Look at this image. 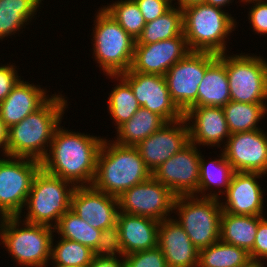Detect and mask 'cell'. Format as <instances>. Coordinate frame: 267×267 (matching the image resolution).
Listing matches in <instances>:
<instances>
[{
	"label": "cell",
	"mask_w": 267,
	"mask_h": 267,
	"mask_svg": "<svg viewBox=\"0 0 267 267\" xmlns=\"http://www.w3.org/2000/svg\"><path fill=\"white\" fill-rule=\"evenodd\" d=\"M13 66L0 67V102L11 92L13 86L19 81Z\"/></svg>",
	"instance_id": "41"
},
{
	"label": "cell",
	"mask_w": 267,
	"mask_h": 267,
	"mask_svg": "<svg viewBox=\"0 0 267 267\" xmlns=\"http://www.w3.org/2000/svg\"><path fill=\"white\" fill-rule=\"evenodd\" d=\"M231 101L226 57L218 55L208 66L198 86L197 106L223 107Z\"/></svg>",
	"instance_id": "24"
},
{
	"label": "cell",
	"mask_w": 267,
	"mask_h": 267,
	"mask_svg": "<svg viewBox=\"0 0 267 267\" xmlns=\"http://www.w3.org/2000/svg\"><path fill=\"white\" fill-rule=\"evenodd\" d=\"M195 145L189 142L152 173L156 180L167 186L176 196L194 195L198 192L202 156Z\"/></svg>",
	"instance_id": "14"
},
{
	"label": "cell",
	"mask_w": 267,
	"mask_h": 267,
	"mask_svg": "<svg viewBox=\"0 0 267 267\" xmlns=\"http://www.w3.org/2000/svg\"><path fill=\"white\" fill-rule=\"evenodd\" d=\"M244 267H263L260 261H250L247 265Z\"/></svg>",
	"instance_id": "46"
},
{
	"label": "cell",
	"mask_w": 267,
	"mask_h": 267,
	"mask_svg": "<svg viewBox=\"0 0 267 267\" xmlns=\"http://www.w3.org/2000/svg\"><path fill=\"white\" fill-rule=\"evenodd\" d=\"M166 123L158 114L140 107L131 119L117 127L119 137L116 143L124 146H136Z\"/></svg>",
	"instance_id": "26"
},
{
	"label": "cell",
	"mask_w": 267,
	"mask_h": 267,
	"mask_svg": "<svg viewBox=\"0 0 267 267\" xmlns=\"http://www.w3.org/2000/svg\"><path fill=\"white\" fill-rule=\"evenodd\" d=\"M251 261H258L259 257L267 258V219L259 216V224L253 249L249 252Z\"/></svg>",
	"instance_id": "39"
},
{
	"label": "cell",
	"mask_w": 267,
	"mask_h": 267,
	"mask_svg": "<svg viewBox=\"0 0 267 267\" xmlns=\"http://www.w3.org/2000/svg\"><path fill=\"white\" fill-rule=\"evenodd\" d=\"M174 123L179 127L174 124L172 128H169L171 122H167L135 146L152 173L190 142L189 129L187 125H184L187 123L185 118L183 117Z\"/></svg>",
	"instance_id": "18"
},
{
	"label": "cell",
	"mask_w": 267,
	"mask_h": 267,
	"mask_svg": "<svg viewBox=\"0 0 267 267\" xmlns=\"http://www.w3.org/2000/svg\"><path fill=\"white\" fill-rule=\"evenodd\" d=\"M217 56L210 52L190 51L164 75L171 98L183 113L197 107L198 86L207 66Z\"/></svg>",
	"instance_id": "10"
},
{
	"label": "cell",
	"mask_w": 267,
	"mask_h": 267,
	"mask_svg": "<svg viewBox=\"0 0 267 267\" xmlns=\"http://www.w3.org/2000/svg\"><path fill=\"white\" fill-rule=\"evenodd\" d=\"M104 9L132 38L138 39L146 22L134 0L119 1Z\"/></svg>",
	"instance_id": "33"
},
{
	"label": "cell",
	"mask_w": 267,
	"mask_h": 267,
	"mask_svg": "<svg viewBox=\"0 0 267 267\" xmlns=\"http://www.w3.org/2000/svg\"><path fill=\"white\" fill-rule=\"evenodd\" d=\"M234 22L221 8L207 3L183 9V33L191 51L224 54V38Z\"/></svg>",
	"instance_id": "4"
},
{
	"label": "cell",
	"mask_w": 267,
	"mask_h": 267,
	"mask_svg": "<svg viewBox=\"0 0 267 267\" xmlns=\"http://www.w3.org/2000/svg\"><path fill=\"white\" fill-rule=\"evenodd\" d=\"M250 261L245 249L219 240L199 250L198 267H244Z\"/></svg>",
	"instance_id": "27"
},
{
	"label": "cell",
	"mask_w": 267,
	"mask_h": 267,
	"mask_svg": "<svg viewBox=\"0 0 267 267\" xmlns=\"http://www.w3.org/2000/svg\"><path fill=\"white\" fill-rule=\"evenodd\" d=\"M66 184H70L69 181L51 175L40 168L33 178L25 203L29 210L25 221L52 227L50 220L55 219V224H57L71 205V195L75 186L66 189L69 186Z\"/></svg>",
	"instance_id": "8"
},
{
	"label": "cell",
	"mask_w": 267,
	"mask_h": 267,
	"mask_svg": "<svg viewBox=\"0 0 267 267\" xmlns=\"http://www.w3.org/2000/svg\"><path fill=\"white\" fill-rule=\"evenodd\" d=\"M259 216L235 215L222 212L220 222V240L245 249H253Z\"/></svg>",
	"instance_id": "25"
},
{
	"label": "cell",
	"mask_w": 267,
	"mask_h": 267,
	"mask_svg": "<svg viewBox=\"0 0 267 267\" xmlns=\"http://www.w3.org/2000/svg\"><path fill=\"white\" fill-rule=\"evenodd\" d=\"M175 198L176 195L167 186L152 176L123 192L118 197V208L121 207L123 213L149 217L160 222L173 210Z\"/></svg>",
	"instance_id": "12"
},
{
	"label": "cell",
	"mask_w": 267,
	"mask_h": 267,
	"mask_svg": "<svg viewBox=\"0 0 267 267\" xmlns=\"http://www.w3.org/2000/svg\"><path fill=\"white\" fill-rule=\"evenodd\" d=\"M109 97V111L118 127L132 118L140 108L130 85L122 78Z\"/></svg>",
	"instance_id": "32"
},
{
	"label": "cell",
	"mask_w": 267,
	"mask_h": 267,
	"mask_svg": "<svg viewBox=\"0 0 267 267\" xmlns=\"http://www.w3.org/2000/svg\"><path fill=\"white\" fill-rule=\"evenodd\" d=\"M124 267H168L162 250L157 246L125 255Z\"/></svg>",
	"instance_id": "37"
},
{
	"label": "cell",
	"mask_w": 267,
	"mask_h": 267,
	"mask_svg": "<svg viewBox=\"0 0 267 267\" xmlns=\"http://www.w3.org/2000/svg\"><path fill=\"white\" fill-rule=\"evenodd\" d=\"M190 51L184 33L156 43L135 44L132 65L128 71L164 76L176 62L184 58Z\"/></svg>",
	"instance_id": "15"
},
{
	"label": "cell",
	"mask_w": 267,
	"mask_h": 267,
	"mask_svg": "<svg viewBox=\"0 0 267 267\" xmlns=\"http://www.w3.org/2000/svg\"><path fill=\"white\" fill-rule=\"evenodd\" d=\"M178 1L180 5L179 7L180 10L205 3V0H178Z\"/></svg>",
	"instance_id": "44"
},
{
	"label": "cell",
	"mask_w": 267,
	"mask_h": 267,
	"mask_svg": "<svg viewBox=\"0 0 267 267\" xmlns=\"http://www.w3.org/2000/svg\"><path fill=\"white\" fill-rule=\"evenodd\" d=\"M119 76L130 85L140 107L158 114L172 124L184 117V113L171 98L165 76L136 71H126Z\"/></svg>",
	"instance_id": "13"
},
{
	"label": "cell",
	"mask_w": 267,
	"mask_h": 267,
	"mask_svg": "<svg viewBox=\"0 0 267 267\" xmlns=\"http://www.w3.org/2000/svg\"><path fill=\"white\" fill-rule=\"evenodd\" d=\"M258 1L250 11V22L254 28L261 34H267V2L262 0H246L245 2Z\"/></svg>",
	"instance_id": "40"
},
{
	"label": "cell",
	"mask_w": 267,
	"mask_h": 267,
	"mask_svg": "<svg viewBox=\"0 0 267 267\" xmlns=\"http://www.w3.org/2000/svg\"><path fill=\"white\" fill-rule=\"evenodd\" d=\"M144 17L145 22H150L164 15L172 8V0H134Z\"/></svg>",
	"instance_id": "38"
},
{
	"label": "cell",
	"mask_w": 267,
	"mask_h": 267,
	"mask_svg": "<svg viewBox=\"0 0 267 267\" xmlns=\"http://www.w3.org/2000/svg\"><path fill=\"white\" fill-rule=\"evenodd\" d=\"M158 247L168 267H198L199 249L177 221L168 218L159 222Z\"/></svg>",
	"instance_id": "19"
},
{
	"label": "cell",
	"mask_w": 267,
	"mask_h": 267,
	"mask_svg": "<svg viewBox=\"0 0 267 267\" xmlns=\"http://www.w3.org/2000/svg\"><path fill=\"white\" fill-rule=\"evenodd\" d=\"M7 140H8V128L5 126L0 116V146H3V151L7 155Z\"/></svg>",
	"instance_id": "43"
},
{
	"label": "cell",
	"mask_w": 267,
	"mask_h": 267,
	"mask_svg": "<svg viewBox=\"0 0 267 267\" xmlns=\"http://www.w3.org/2000/svg\"><path fill=\"white\" fill-rule=\"evenodd\" d=\"M94 53L109 76H117L131 68L136 40L103 8L96 16Z\"/></svg>",
	"instance_id": "5"
},
{
	"label": "cell",
	"mask_w": 267,
	"mask_h": 267,
	"mask_svg": "<svg viewBox=\"0 0 267 267\" xmlns=\"http://www.w3.org/2000/svg\"><path fill=\"white\" fill-rule=\"evenodd\" d=\"M55 267H70V266H66V265H62V264H57L56 263V266Z\"/></svg>",
	"instance_id": "47"
},
{
	"label": "cell",
	"mask_w": 267,
	"mask_h": 267,
	"mask_svg": "<svg viewBox=\"0 0 267 267\" xmlns=\"http://www.w3.org/2000/svg\"><path fill=\"white\" fill-rule=\"evenodd\" d=\"M26 159V161H25ZM41 162L20 158L0 159V213L3 217H19L31 190Z\"/></svg>",
	"instance_id": "9"
},
{
	"label": "cell",
	"mask_w": 267,
	"mask_h": 267,
	"mask_svg": "<svg viewBox=\"0 0 267 267\" xmlns=\"http://www.w3.org/2000/svg\"><path fill=\"white\" fill-rule=\"evenodd\" d=\"M231 101L263 103L267 99V63L251 56L226 57Z\"/></svg>",
	"instance_id": "11"
},
{
	"label": "cell",
	"mask_w": 267,
	"mask_h": 267,
	"mask_svg": "<svg viewBox=\"0 0 267 267\" xmlns=\"http://www.w3.org/2000/svg\"><path fill=\"white\" fill-rule=\"evenodd\" d=\"M107 145L105 139L98 154L93 183L89 185L108 195L119 197L126 190L152 177L151 170L135 146H124L116 142Z\"/></svg>",
	"instance_id": "2"
},
{
	"label": "cell",
	"mask_w": 267,
	"mask_h": 267,
	"mask_svg": "<svg viewBox=\"0 0 267 267\" xmlns=\"http://www.w3.org/2000/svg\"><path fill=\"white\" fill-rule=\"evenodd\" d=\"M66 102L62 96L55 95L37 111L11 126L8 129L7 157L30 158L41 162L48 154L44 150L45 143L51 142Z\"/></svg>",
	"instance_id": "3"
},
{
	"label": "cell",
	"mask_w": 267,
	"mask_h": 267,
	"mask_svg": "<svg viewBox=\"0 0 267 267\" xmlns=\"http://www.w3.org/2000/svg\"><path fill=\"white\" fill-rule=\"evenodd\" d=\"M116 252L123 255L120 228L118 223L101 230L97 247L94 250V255L116 257Z\"/></svg>",
	"instance_id": "36"
},
{
	"label": "cell",
	"mask_w": 267,
	"mask_h": 267,
	"mask_svg": "<svg viewBox=\"0 0 267 267\" xmlns=\"http://www.w3.org/2000/svg\"><path fill=\"white\" fill-rule=\"evenodd\" d=\"M55 248H51V256L55 263L70 267H88L93 258L94 251L79 242L64 239Z\"/></svg>",
	"instance_id": "34"
},
{
	"label": "cell",
	"mask_w": 267,
	"mask_h": 267,
	"mask_svg": "<svg viewBox=\"0 0 267 267\" xmlns=\"http://www.w3.org/2000/svg\"><path fill=\"white\" fill-rule=\"evenodd\" d=\"M193 117L194 125L188 126L191 143L215 145L225 136H231L222 107H191L184 113V118L188 122Z\"/></svg>",
	"instance_id": "21"
},
{
	"label": "cell",
	"mask_w": 267,
	"mask_h": 267,
	"mask_svg": "<svg viewBox=\"0 0 267 267\" xmlns=\"http://www.w3.org/2000/svg\"><path fill=\"white\" fill-rule=\"evenodd\" d=\"M221 156V159L210 161L208 165L200 158L198 191L202 192L212 185L224 186L226 190L228 189L235 171L227 161L224 152Z\"/></svg>",
	"instance_id": "35"
},
{
	"label": "cell",
	"mask_w": 267,
	"mask_h": 267,
	"mask_svg": "<svg viewBox=\"0 0 267 267\" xmlns=\"http://www.w3.org/2000/svg\"><path fill=\"white\" fill-rule=\"evenodd\" d=\"M41 0H0V39L31 19Z\"/></svg>",
	"instance_id": "30"
},
{
	"label": "cell",
	"mask_w": 267,
	"mask_h": 267,
	"mask_svg": "<svg viewBox=\"0 0 267 267\" xmlns=\"http://www.w3.org/2000/svg\"><path fill=\"white\" fill-rule=\"evenodd\" d=\"M194 199V195L176 196L173 209L179 210L180 220L177 221L199 249L207 248L220 240V222L222 208L217 195L203 196ZM188 200H190V202ZM196 200V201H195ZM185 203V204H184Z\"/></svg>",
	"instance_id": "6"
},
{
	"label": "cell",
	"mask_w": 267,
	"mask_h": 267,
	"mask_svg": "<svg viewBox=\"0 0 267 267\" xmlns=\"http://www.w3.org/2000/svg\"><path fill=\"white\" fill-rule=\"evenodd\" d=\"M53 227L62 235V238L79 242L93 251L97 247L101 234L100 229H95L89 225L87 221L80 218L71 209L63 214Z\"/></svg>",
	"instance_id": "31"
},
{
	"label": "cell",
	"mask_w": 267,
	"mask_h": 267,
	"mask_svg": "<svg viewBox=\"0 0 267 267\" xmlns=\"http://www.w3.org/2000/svg\"><path fill=\"white\" fill-rule=\"evenodd\" d=\"M257 172H235L230 185L225 190L227 203L222 211L235 215L262 216V190L255 180L261 176Z\"/></svg>",
	"instance_id": "20"
},
{
	"label": "cell",
	"mask_w": 267,
	"mask_h": 267,
	"mask_svg": "<svg viewBox=\"0 0 267 267\" xmlns=\"http://www.w3.org/2000/svg\"><path fill=\"white\" fill-rule=\"evenodd\" d=\"M222 108L231 134L257 130L256 123L267 109L263 103L235 101H229Z\"/></svg>",
	"instance_id": "29"
},
{
	"label": "cell",
	"mask_w": 267,
	"mask_h": 267,
	"mask_svg": "<svg viewBox=\"0 0 267 267\" xmlns=\"http://www.w3.org/2000/svg\"><path fill=\"white\" fill-rule=\"evenodd\" d=\"M1 227L2 243L16 258L18 264L43 267L51 259L52 227L26 222L25 228L17 229L19 217H3Z\"/></svg>",
	"instance_id": "7"
},
{
	"label": "cell",
	"mask_w": 267,
	"mask_h": 267,
	"mask_svg": "<svg viewBox=\"0 0 267 267\" xmlns=\"http://www.w3.org/2000/svg\"><path fill=\"white\" fill-rule=\"evenodd\" d=\"M229 2L230 0H205V3L217 8H221V6L225 5L226 3L229 4Z\"/></svg>",
	"instance_id": "45"
},
{
	"label": "cell",
	"mask_w": 267,
	"mask_h": 267,
	"mask_svg": "<svg viewBox=\"0 0 267 267\" xmlns=\"http://www.w3.org/2000/svg\"><path fill=\"white\" fill-rule=\"evenodd\" d=\"M118 197L97 190L92 185H76L71 195L70 209L95 229L103 230L117 223Z\"/></svg>",
	"instance_id": "17"
},
{
	"label": "cell",
	"mask_w": 267,
	"mask_h": 267,
	"mask_svg": "<svg viewBox=\"0 0 267 267\" xmlns=\"http://www.w3.org/2000/svg\"><path fill=\"white\" fill-rule=\"evenodd\" d=\"M224 154L235 172L267 171V136L260 129L233 133L228 138Z\"/></svg>",
	"instance_id": "16"
},
{
	"label": "cell",
	"mask_w": 267,
	"mask_h": 267,
	"mask_svg": "<svg viewBox=\"0 0 267 267\" xmlns=\"http://www.w3.org/2000/svg\"><path fill=\"white\" fill-rule=\"evenodd\" d=\"M117 223L120 228L123 256L158 246L159 221L120 211Z\"/></svg>",
	"instance_id": "22"
},
{
	"label": "cell",
	"mask_w": 267,
	"mask_h": 267,
	"mask_svg": "<svg viewBox=\"0 0 267 267\" xmlns=\"http://www.w3.org/2000/svg\"><path fill=\"white\" fill-rule=\"evenodd\" d=\"M103 141L102 138L61 130L58 126L49 142L52 156L44 157L41 168L71 184L73 182L74 186V182L93 183Z\"/></svg>",
	"instance_id": "1"
},
{
	"label": "cell",
	"mask_w": 267,
	"mask_h": 267,
	"mask_svg": "<svg viewBox=\"0 0 267 267\" xmlns=\"http://www.w3.org/2000/svg\"><path fill=\"white\" fill-rule=\"evenodd\" d=\"M88 267H124V261L108 256H94Z\"/></svg>",
	"instance_id": "42"
},
{
	"label": "cell",
	"mask_w": 267,
	"mask_h": 267,
	"mask_svg": "<svg viewBox=\"0 0 267 267\" xmlns=\"http://www.w3.org/2000/svg\"><path fill=\"white\" fill-rule=\"evenodd\" d=\"M183 34V10L171 8L164 15L147 22L135 44H150Z\"/></svg>",
	"instance_id": "28"
},
{
	"label": "cell",
	"mask_w": 267,
	"mask_h": 267,
	"mask_svg": "<svg viewBox=\"0 0 267 267\" xmlns=\"http://www.w3.org/2000/svg\"><path fill=\"white\" fill-rule=\"evenodd\" d=\"M45 94L41 88L19 79L7 97L0 102V116L5 126L9 129L41 108L49 100Z\"/></svg>",
	"instance_id": "23"
}]
</instances>
